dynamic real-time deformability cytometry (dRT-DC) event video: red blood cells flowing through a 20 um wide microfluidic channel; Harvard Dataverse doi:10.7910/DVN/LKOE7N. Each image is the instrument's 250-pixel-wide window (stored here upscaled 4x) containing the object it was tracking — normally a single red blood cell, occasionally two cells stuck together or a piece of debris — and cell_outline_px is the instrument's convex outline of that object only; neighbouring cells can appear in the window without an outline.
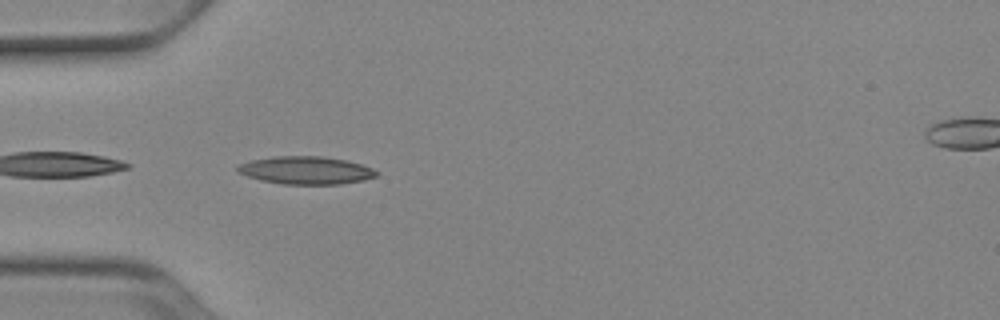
{"species": "Egyptian fruit bat (a non-hibernating species)", "species_latin": "Rousettus aegyptiacus", "temperature_condition": "cold", "stored_images_in_passage": 37, "camera_frame_rate_fps": 3000, "um_per_image_px": 0.085, "animal": {"sex": "female"}, "frame": {"image": 1, "passage_image": 1, "time_ms": 0.0, "image_size_px": [1000, 320], "cell_outline_px": [[380, 172], [376, 176], [364, 180], [340, 184], [280, 184], [260, 180], [236, 172], [236, 164], [252, 160], [276, 156], [320, 156], [344, 160], [360, 164], [372, 168]], "centroid_in_image_um": [25.97, 14.48], "position_along_channel_um": 59.0, "area_um2": 22.54}}
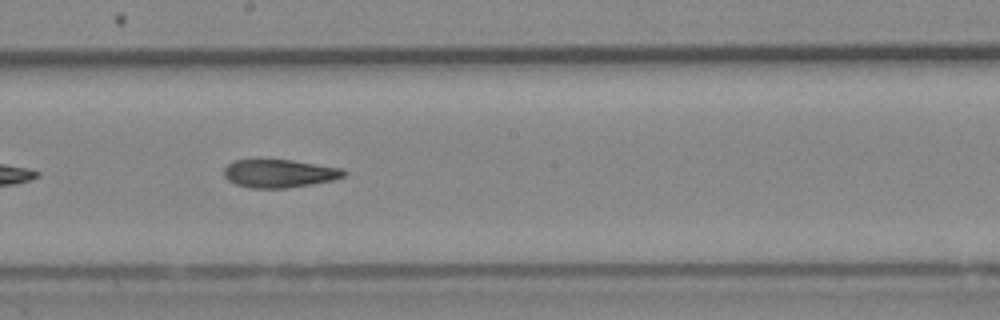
{"frame": {"image": 2, "passage_image": 14, "time_ms": 4.333, "image_size_px": [1000, 320], "cell_outline_px": [[348, 172], [344, 176], [332, 180], [312, 184], [288, 188], [248, 188], [236, 184], [228, 180], [224, 176], [224, 168], [232, 160], [260, 156], [292, 160], [344, 168]], "centroid_in_image_um": [23.69, 14.69], "position_along_channel_um": 224.5, "area_um2": 20.63}}
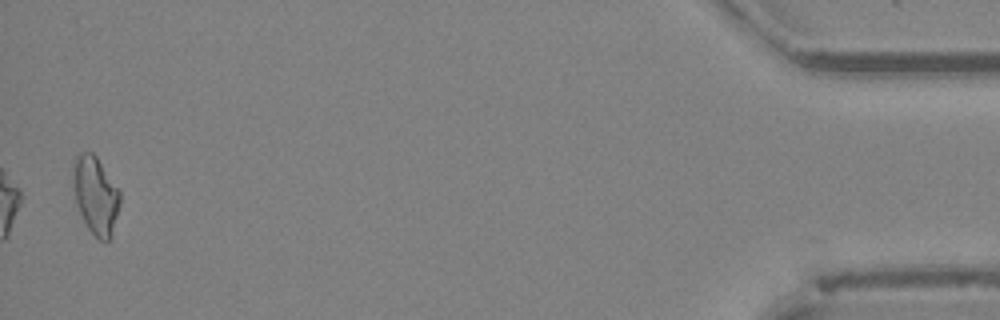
{"frame": {"image": 3, "passage_image": 36, "time_ms": 11.667, "image_size_px": [1000, 320], "cell_outline_px": [[120, 204], [112, 236], [108, 240], [100, 240], [88, 228], [76, 204], [72, 184], [72, 160], [80, 152], [92, 152], [96, 156], [120, 192]], "centroid_in_image_um": [8.1, 16.57], "position_along_channel_um": 427.1, "area_um2": 21.27}, "authors_computed_cell_mechanics": {"area_um2": 20.4612, "velocity_mm_per_s": 3.9228, "shape_relaxation_time_tau1_ms": null, "shape_relaxation_time_tau2_ms": 2.427, "deformation_change_tau1": null, "deformation_change_tau2": 0.1006}}